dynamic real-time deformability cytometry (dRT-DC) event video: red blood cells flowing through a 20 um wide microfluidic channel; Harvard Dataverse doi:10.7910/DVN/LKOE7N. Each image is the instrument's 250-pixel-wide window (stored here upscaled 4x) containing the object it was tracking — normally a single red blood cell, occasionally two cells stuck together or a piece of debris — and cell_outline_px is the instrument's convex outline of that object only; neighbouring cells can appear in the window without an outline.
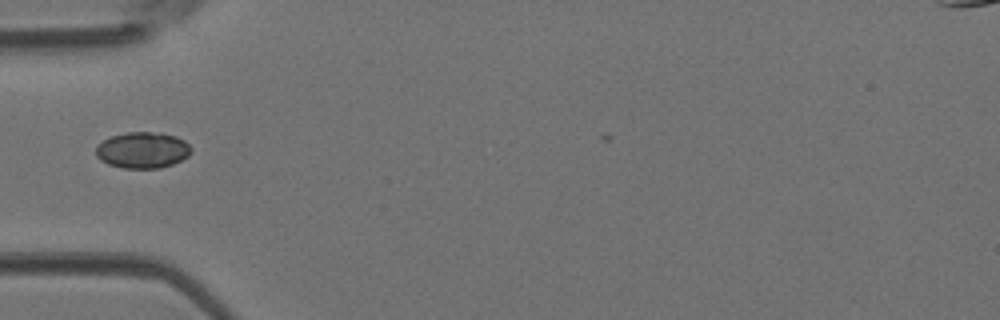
{"species": "Egyptian fruit bat (a non-hibernating species)", "species_latin": "Rousettus aegyptiacus", "temperature_condition": "room temperature", "stored_images_in_passage": 30, "camera_frame_rate_fps": 3000, "um_per_image_px": 0.085, "animal": {"sex": "female"}, "frame": {"image": 1, "passage_image": 1, "time_ms": 0.0, "image_size_px": [1000, 320], "cell_outline_px": [[192, 152], [188, 156], [172, 164], [160, 168], [124, 168], [108, 164], [100, 160], [96, 156], [96, 144], [112, 136], [128, 132], [160, 132], [176, 136], [184, 140], [192, 148]], "centroid_in_image_um": [12.12, 12.75], "position_along_channel_um": 72.9, "area_um2": 20.17}}
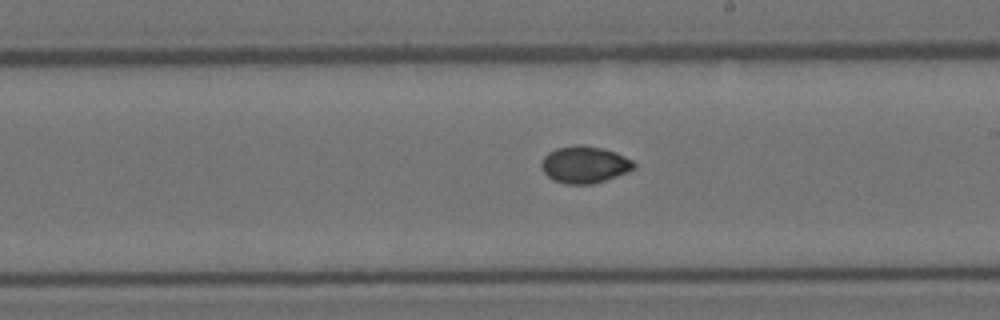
{"frame": {"image": 2, "passage_image": 12, "time_ms": 3.667, "image_size_px": [1000, 320], "cell_outline_px": [[636, 168], [628, 172], [592, 184], [564, 184], [552, 180], [540, 168], [540, 164], [544, 156], [548, 152], [556, 148], [580, 144], [604, 148], [616, 152], [632, 160], [636, 164]], "centroid_in_image_um": [49.68, 13.99], "position_along_channel_um": 239.3, "area_um2": 20.11}}
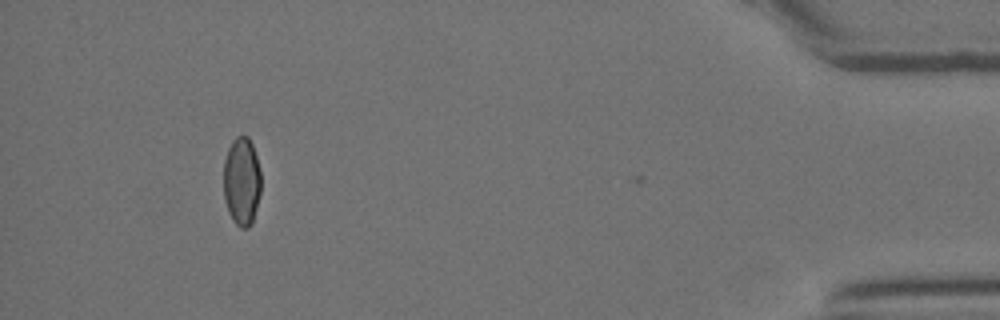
{"frame": {"image": 3, "passage_image": 28, "time_ms": 9.0, "image_size_px": [1000, 320], "cell_outline_px": [[260, 192], [252, 224], [248, 228], [240, 228], [232, 220], [228, 212], [224, 200], [224, 160], [228, 148], [232, 140], [236, 136], [248, 136], [252, 144], [256, 156], [260, 172]], "centroid_in_image_um": [20.53, 15.43], "position_along_channel_um": 414.7, "area_um2": 19.36}}